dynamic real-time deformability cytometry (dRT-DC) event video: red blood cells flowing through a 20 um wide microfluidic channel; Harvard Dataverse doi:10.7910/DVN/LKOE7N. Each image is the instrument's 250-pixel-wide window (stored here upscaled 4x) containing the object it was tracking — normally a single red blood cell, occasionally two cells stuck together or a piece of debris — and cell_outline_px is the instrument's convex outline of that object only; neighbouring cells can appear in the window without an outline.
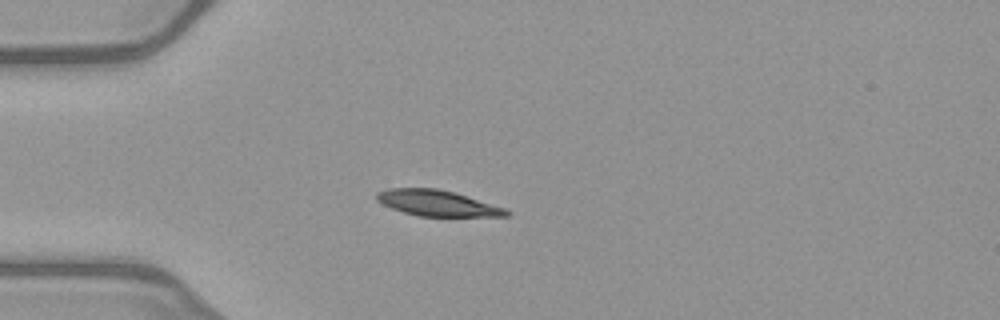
{"species": "common noctule bat (a hibernating species)", "species_latin": "Nyctalus noctula", "temperature_condition": "warm", "stored_images_in_passage": 38, "camera_frame_rate_fps": 3000, "um_per_image_px": 0.085, "animal": {"sex": "female", "body_mass_g": 21.9}, "frame": {"image": 1, "passage_image": 1, "time_ms": 0.0, "image_size_px": [1000, 320], "cell_outline_px": [[512, 212], [508, 216], [420, 216], [404, 212], [392, 208], [376, 200], [376, 192], [388, 188], [436, 188], [452, 192], [504, 208]], "centroid_in_image_um": [37.13, 17.26], "position_along_channel_um": 47.9, "area_um2": 19.13}}
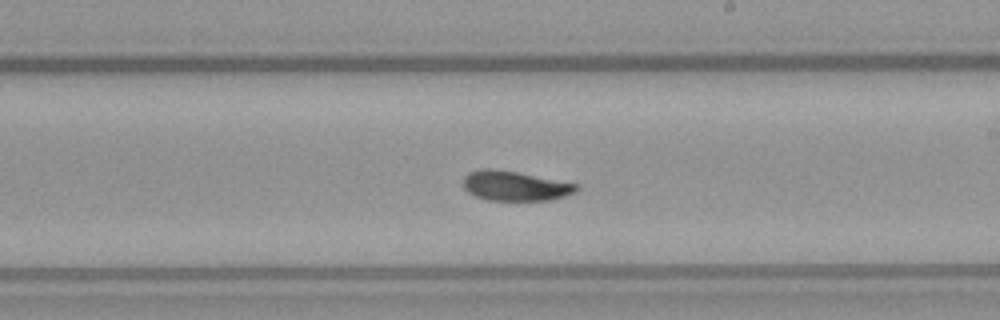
{"frame": {"image": 2, "passage_image": 17, "time_ms": 5.333, "image_size_px": [1000, 320], "cell_outline_px": [[580, 188], [576, 192], [552, 200], [488, 200], [476, 196], [468, 192], [464, 188], [464, 176], [468, 172], [480, 168], [488, 168], [516, 172], [580, 184]], "centroid_in_image_um": [43.8, 15.8], "position_along_channel_um": 245.2, "area_um2": 19.65}}
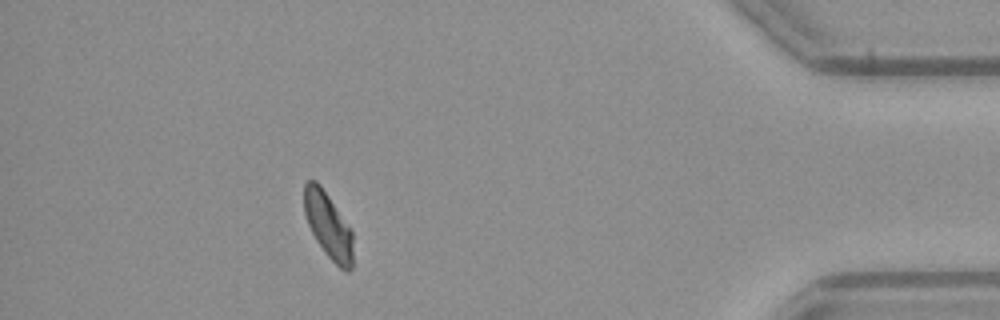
{"frame": {"image": 3, "passage_image": 33, "time_ms": 10.667, "image_size_px": [1000, 320], "cell_outline_px": [[352, 268], [348, 272], [344, 272], [324, 252], [316, 240], [308, 224], [304, 212], [304, 184], [308, 180], [316, 180], [320, 184], [352, 228]], "centroid_in_image_um": [27.91, 19.15], "position_along_channel_um": 407.3, "area_um2": 18.9}, "authors_computed_cell_mechanics": {"area_um2": 19.9988, "velocity_mm_per_s": 4.0118, "shape_relaxation_time_tau1_ms": 2.4801, "shape_relaxation_time_tau2_ms": 3.2696, "deformation_change_tau1": 0.1224, "deformation_change_tau2": 0.0773}}